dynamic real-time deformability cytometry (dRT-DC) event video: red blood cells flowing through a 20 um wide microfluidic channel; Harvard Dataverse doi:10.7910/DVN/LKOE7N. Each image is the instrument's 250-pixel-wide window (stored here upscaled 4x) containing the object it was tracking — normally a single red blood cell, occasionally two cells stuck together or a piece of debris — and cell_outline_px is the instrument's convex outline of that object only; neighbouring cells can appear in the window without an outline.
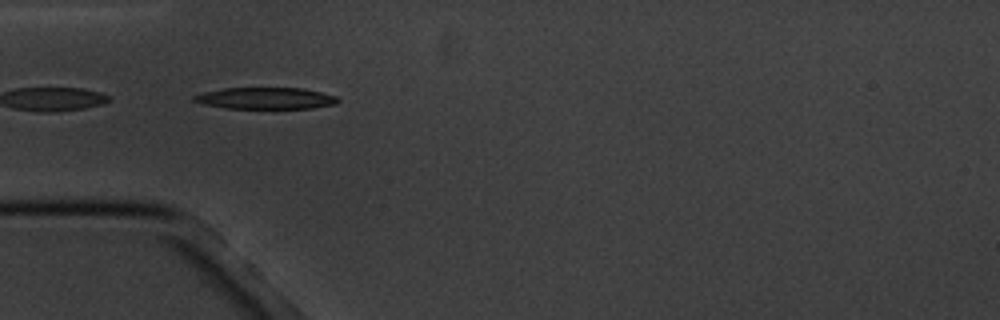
{"species": "common noctule bat (a hibernating species)", "species_latin": "Nyctalus noctula", "temperature_condition": "cold", "stored_images_in_passage": 5, "camera_frame_rate_fps": 3000, "um_per_image_px": 0.085, "animal": {"sex": "male", "body_mass_g": 20.1, "forearm_length_mm": 53.5}, "frame": {"image": 1, "passage_image": 3, "time_ms": 2.333, "image_size_px": [1000, 320], "cell_outline_px": [[340, 100], [336, 104], [312, 108], [228, 108], [204, 104], [192, 100], [192, 96], [204, 92], [224, 88], [304, 88], [336, 96]], "centroid_in_image_um": [22.59, 8.35], "position_along_channel_um": 62.4, "area_um2": 17.98}}
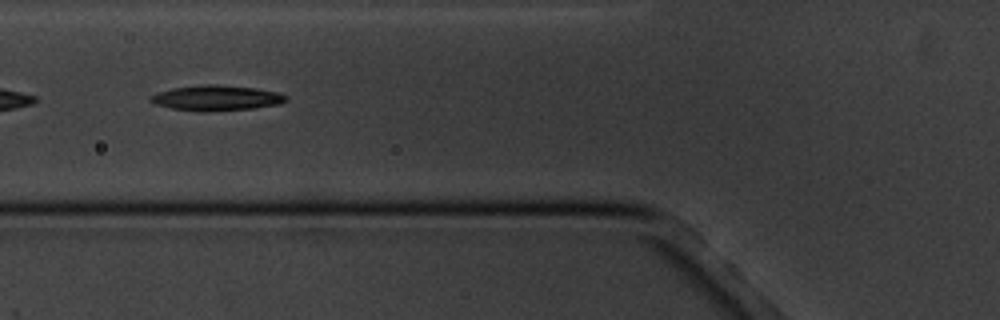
{"frame": {"image": 2, "passage_image": 4, "time_ms": 3.667, "image_size_px": [1000, 320], "cell_outline_px": [[288, 100], [280, 104], [252, 108], [208, 112], [204, 112], [172, 108], [156, 104], [148, 100], [156, 92], [172, 88], [208, 84], [216, 84], [256, 88], [276, 92], [288, 96]], "centroid_in_image_um": [18.41, 8.33], "position_along_channel_um": 107.4, "area_um2": 19.94}}